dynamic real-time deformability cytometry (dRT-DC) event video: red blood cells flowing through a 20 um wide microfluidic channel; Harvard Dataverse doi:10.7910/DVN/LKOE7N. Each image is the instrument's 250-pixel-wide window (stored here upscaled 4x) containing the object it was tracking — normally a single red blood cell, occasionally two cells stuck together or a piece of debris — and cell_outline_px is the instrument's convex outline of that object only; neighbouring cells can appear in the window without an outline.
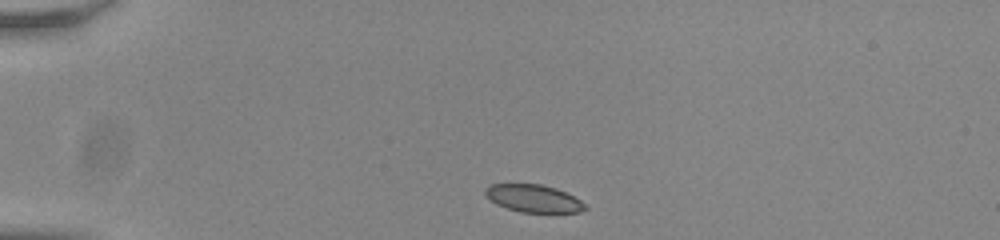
{"species": "common noctule bat (a hibernating species)", "species_latin": "Nyctalus noctula", "temperature_condition": "room temperature", "stored_images_in_passage": 42, "camera_frame_rate_fps": 3000, "um_per_image_px": 0.085, "animal": {"sex": "male", "body_mass_g": 20.0, "forearm_length_mm": 53.3}, "frame": {"image": 1, "passage_image": 1, "time_ms": 0.0, "image_size_px": [1000, 240], "cell_outline_px": [[588, 208], [580, 212], [520, 212], [496, 204], [484, 192], [492, 184], [540, 184], [556, 188], [580, 200]], "centroid_in_image_um": [45.38, 16.87], "position_along_channel_um": 39.6, "area_um2": 15.66}}
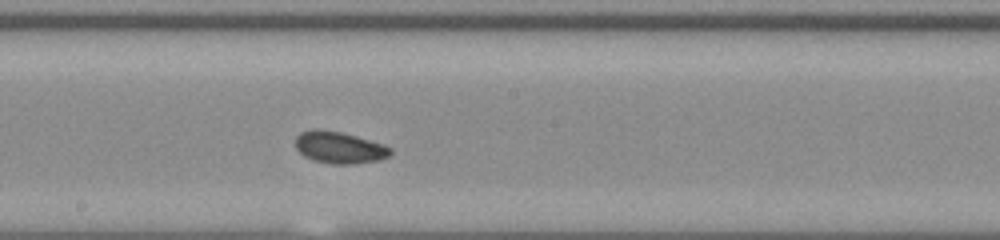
{"frame": {"image": 2, "passage_image": 19, "time_ms": 6.0, "image_size_px": [1000, 240], "cell_outline_px": [[392, 152], [388, 156], [380, 160], [352, 164], [332, 164], [312, 160], [304, 156], [296, 148], [296, 136], [300, 132], [312, 128], [320, 128], [340, 132], [356, 136], [384, 144], [392, 148]], "centroid_in_image_um": [28.83, 12.53], "position_along_channel_um": 219.4, "area_um2": 17.8}}
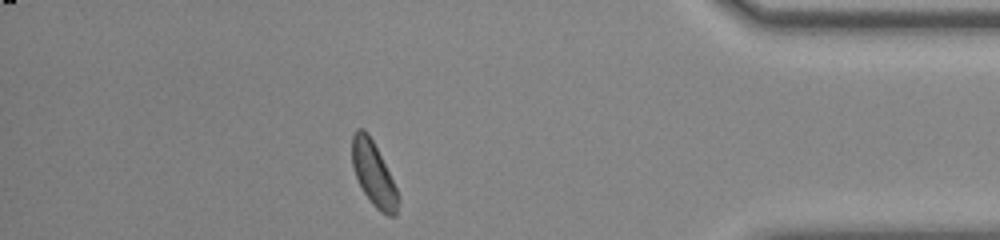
{"frame": {"image": 3, "passage_image": 36, "time_ms": 11.667, "image_size_px": [1000, 240], "cell_outline_px": [[400, 200], [396, 216], [388, 216], [380, 212], [372, 204], [364, 192], [356, 176], [352, 164], [352, 136], [356, 128], [364, 128], [368, 132], [400, 196]], "centroid_in_image_um": [31.76, 14.81], "position_along_channel_um": 403.4, "area_um2": 16.99}, "authors_computed_cell_mechanics": {"area_um2": 17.2822, "velocity_mm_per_s": 3.8136, "shape_relaxation_time_tau1_ms": 5.508, "shape_relaxation_time_tau2_ms": 2.0252, "deformation_change_tau1": 0.1052, "deformation_change_tau2": 0.0657}}